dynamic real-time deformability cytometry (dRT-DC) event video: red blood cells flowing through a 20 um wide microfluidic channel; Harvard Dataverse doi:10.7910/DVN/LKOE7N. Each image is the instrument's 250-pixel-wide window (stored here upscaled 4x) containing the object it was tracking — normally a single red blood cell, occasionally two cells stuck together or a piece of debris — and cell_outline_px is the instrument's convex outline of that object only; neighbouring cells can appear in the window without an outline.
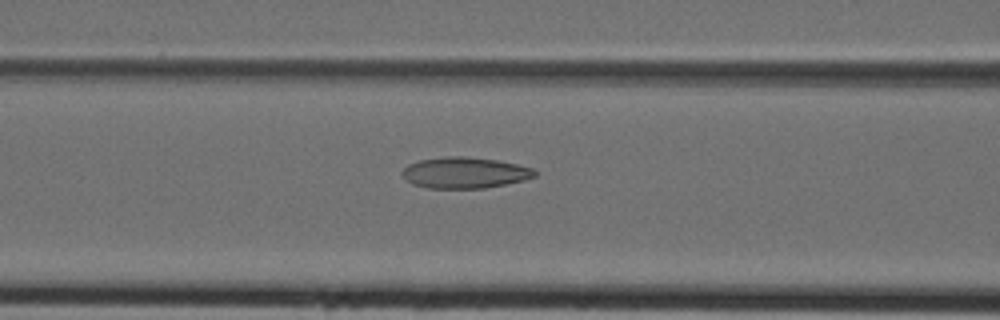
{"species": "Egyptian fruit bat (a non-hibernating species)", "species_latin": "Rousettus aegyptiacus", "temperature_condition": "cold", "stored_images_in_passage": 32, "camera_frame_rate_fps": 3000, "um_per_image_px": 0.085, "animal": {"sex": "female"}, "frame": {"image": 1, "passage_image": 7, "time_ms": 2.0, "image_size_px": [1000, 320], "cell_outline_px": [[536, 176], [524, 180], [484, 188], [428, 188], [412, 184], [400, 172], [408, 164], [420, 160], [444, 156], [464, 156], [496, 160], [516, 164], [532, 168], [536, 172]], "centroid_in_image_um": [39.48, 14.68], "position_along_channel_um": 127.1, "area_um2": 23.87}}
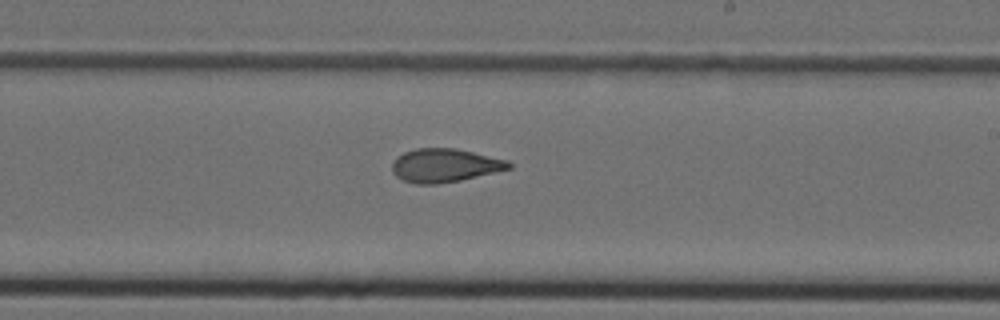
{"frame": {"image": 2, "passage_image": 15, "time_ms": 4.667, "image_size_px": [1000, 320], "cell_outline_px": [[512, 168], [460, 180], [436, 184], [416, 184], [404, 180], [396, 176], [392, 172], [392, 164], [396, 156], [404, 152], [416, 148], [456, 148], [508, 160], [512, 164]], "centroid_in_image_um": [37.79, 14.05], "position_along_channel_um": 251.2, "area_um2": 22.77}}
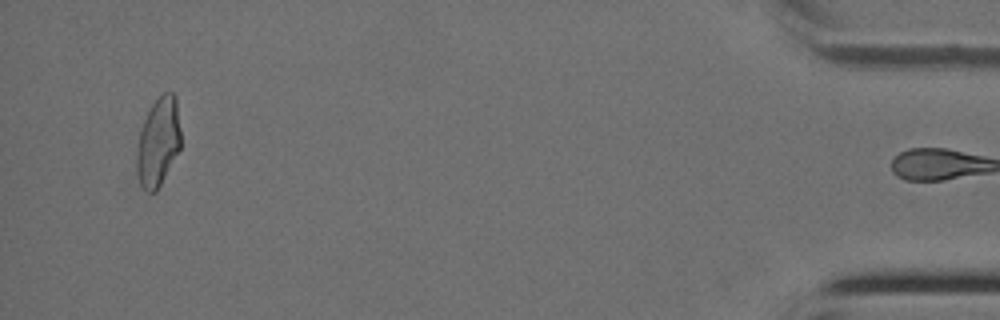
{"frame": {"image": 3, "passage_image": 31, "time_ms": 10.0, "image_size_px": [1000, 320], "cell_outline_px": [[180, 148], [156, 192], [144, 192], [140, 184], [136, 172], [136, 152], [140, 128], [152, 104], [164, 92], [172, 92], [176, 96], [180, 128]], "centroid_in_image_um": [13.43, 12.08], "position_along_channel_um": 421.8, "area_um2": 22.83}}